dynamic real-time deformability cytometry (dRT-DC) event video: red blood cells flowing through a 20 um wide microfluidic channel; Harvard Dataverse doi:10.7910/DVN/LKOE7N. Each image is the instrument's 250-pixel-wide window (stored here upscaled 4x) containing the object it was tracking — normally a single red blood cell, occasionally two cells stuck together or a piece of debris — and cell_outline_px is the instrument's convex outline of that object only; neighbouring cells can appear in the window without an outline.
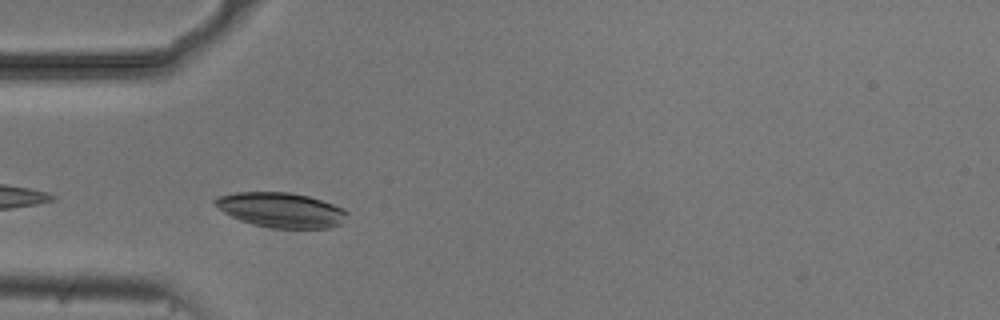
{"species": "common noctule bat (a hibernating species)", "species_latin": "Nyctalus noctula", "temperature_condition": "cold", "stored_images_in_passage": 7, "camera_frame_rate_fps": 3000, "um_per_image_px": 0.085, "animal": {"sex": "male", "body_mass_g": 20.5, "forearm_length_mm": 52.5}, "frame": {"image": 1, "passage_image": 2, "time_ms": 0.333, "image_size_px": [1000, 320], "cell_outline_px": [[348, 212], [344, 224], [328, 228], [268, 228], [252, 224], [240, 220], [224, 212], [212, 204], [212, 200], [216, 196], [236, 192], [292, 192], [308, 196], [344, 208]], "centroid_in_image_um": [23.88, 17.85], "position_along_channel_um": 61.1, "area_um2": 27.17}}